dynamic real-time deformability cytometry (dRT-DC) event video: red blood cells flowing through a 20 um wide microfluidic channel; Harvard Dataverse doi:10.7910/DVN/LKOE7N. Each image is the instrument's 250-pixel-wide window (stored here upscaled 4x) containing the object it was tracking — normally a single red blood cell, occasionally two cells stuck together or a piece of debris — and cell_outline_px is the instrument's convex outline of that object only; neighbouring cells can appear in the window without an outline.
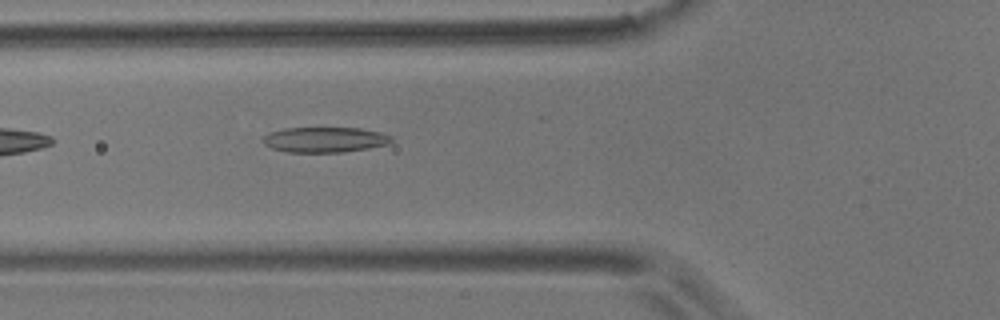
{"species": "common noctule bat (a hibernating species)", "species_latin": "Nyctalus noctula", "temperature_condition": "room temperature", "stored_images_in_passage": 6, "camera_frame_rate_fps": 3000, "um_per_image_px": 0.085, "animal": {"sex": "male", "body_mass_g": 17.9}, "frame": {"image": 1, "passage_image": 6, "time_ms": 1.667, "image_size_px": [1000, 320], "cell_outline_px": [[392, 140], [388, 144], [368, 148], [344, 152], [288, 152], [272, 148], [264, 144], [260, 140], [268, 132], [284, 128], [360, 128], [380, 132], [392, 136]], "centroid_in_image_um": [27.57, 11.87], "position_along_channel_um": 98.2, "area_um2": 19.02}}